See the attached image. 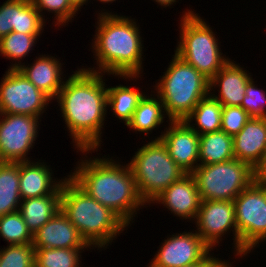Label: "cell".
<instances>
[{
  "label": "cell",
  "instance_id": "obj_1",
  "mask_svg": "<svg viewBox=\"0 0 266 267\" xmlns=\"http://www.w3.org/2000/svg\"><path fill=\"white\" fill-rule=\"evenodd\" d=\"M55 98L75 149L101 148L107 115L105 74L77 68Z\"/></svg>",
  "mask_w": 266,
  "mask_h": 267
},
{
  "label": "cell",
  "instance_id": "obj_2",
  "mask_svg": "<svg viewBox=\"0 0 266 267\" xmlns=\"http://www.w3.org/2000/svg\"><path fill=\"white\" fill-rule=\"evenodd\" d=\"M84 156L68 175L90 197L110 208L128 226L134 222L137 211L147 204L141 198L136 181L127 164H120L112 157L88 158L87 154L98 149L78 150ZM131 222V223H130ZM130 224V225H129Z\"/></svg>",
  "mask_w": 266,
  "mask_h": 267
},
{
  "label": "cell",
  "instance_id": "obj_3",
  "mask_svg": "<svg viewBox=\"0 0 266 267\" xmlns=\"http://www.w3.org/2000/svg\"><path fill=\"white\" fill-rule=\"evenodd\" d=\"M103 11L96 16L97 26L91 47L97 67L84 69L137 81L142 76L144 61L139 25L131 16Z\"/></svg>",
  "mask_w": 266,
  "mask_h": 267
},
{
  "label": "cell",
  "instance_id": "obj_4",
  "mask_svg": "<svg viewBox=\"0 0 266 267\" xmlns=\"http://www.w3.org/2000/svg\"><path fill=\"white\" fill-rule=\"evenodd\" d=\"M60 210L92 249H106L129 227L110 208L90 197L68 175L61 184Z\"/></svg>",
  "mask_w": 266,
  "mask_h": 267
},
{
  "label": "cell",
  "instance_id": "obj_5",
  "mask_svg": "<svg viewBox=\"0 0 266 267\" xmlns=\"http://www.w3.org/2000/svg\"><path fill=\"white\" fill-rule=\"evenodd\" d=\"M161 79L154 85L168 121H182L209 95V79L176 54Z\"/></svg>",
  "mask_w": 266,
  "mask_h": 267
},
{
  "label": "cell",
  "instance_id": "obj_6",
  "mask_svg": "<svg viewBox=\"0 0 266 267\" xmlns=\"http://www.w3.org/2000/svg\"><path fill=\"white\" fill-rule=\"evenodd\" d=\"M183 12L174 52L210 80L230 58L222 53L216 34L198 13L191 9Z\"/></svg>",
  "mask_w": 266,
  "mask_h": 267
},
{
  "label": "cell",
  "instance_id": "obj_7",
  "mask_svg": "<svg viewBox=\"0 0 266 267\" xmlns=\"http://www.w3.org/2000/svg\"><path fill=\"white\" fill-rule=\"evenodd\" d=\"M137 150L128 165L141 198L150 206L159 194L187 173L170 157L161 139H152Z\"/></svg>",
  "mask_w": 266,
  "mask_h": 267
},
{
  "label": "cell",
  "instance_id": "obj_8",
  "mask_svg": "<svg viewBox=\"0 0 266 267\" xmlns=\"http://www.w3.org/2000/svg\"><path fill=\"white\" fill-rule=\"evenodd\" d=\"M202 201H233L257 178L255 169L236 158L215 164L198 165L191 173Z\"/></svg>",
  "mask_w": 266,
  "mask_h": 267
},
{
  "label": "cell",
  "instance_id": "obj_9",
  "mask_svg": "<svg viewBox=\"0 0 266 267\" xmlns=\"http://www.w3.org/2000/svg\"><path fill=\"white\" fill-rule=\"evenodd\" d=\"M233 202L240 259L266 241V181L256 179Z\"/></svg>",
  "mask_w": 266,
  "mask_h": 267
},
{
  "label": "cell",
  "instance_id": "obj_10",
  "mask_svg": "<svg viewBox=\"0 0 266 267\" xmlns=\"http://www.w3.org/2000/svg\"><path fill=\"white\" fill-rule=\"evenodd\" d=\"M51 101L18 69L8 68L5 71L0 82V113L41 118Z\"/></svg>",
  "mask_w": 266,
  "mask_h": 267
},
{
  "label": "cell",
  "instance_id": "obj_11",
  "mask_svg": "<svg viewBox=\"0 0 266 267\" xmlns=\"http://www.w3.org/2000/svg\"><path fill=\"white\" fill-rule=\"evenodd\" d=\"M39 119L0 113V162L32 161L28 154L38 137Z\"/></svg>",
  "mask_w": 266,
  "mask_h": 267
},
{
  "label": "cell",
  "instance_id": "obj_12",
  "mask_svg": "<svg viewBox=\"0 0 266 267\" xmlns=\"http://www.w3.org/2000/svg\"><path fill=\"white\" fill-rule=\"evenodd\" d=\"M195 225L197 234L214 251L220 246L224 235L233 232L234 255L238 256V231L235 222V206L233 201L204 200L201 201ZM230 230V231H229ZM227 232V233H226ZM223 236V237H222ZM220 240V241H219Z\"/></svg>",
  "mask_w": 266,
  "mask_h": 267
},
{
  "label": "cell",
  "instance_id": "obj_13",
  "mask_svg": "<svg viewBox=\"0 0 266 267\" xmlns=\"http://www.w3.org/2000/svg\"><path fill=\"white\" fill-rule=\"evenodd\" d=\"M148 267H183L203 261L212 249L195 231L174 233L160 244Z\"/></svg>",
  "mask_w": 266,
  "mask_h": 267
},
{
  "label": "cell",
  "instance_id": "obj_14",
  "mask_svg": "<svg viewBox=\"0 0 266 267\" xmlns=\"http://www.w3.org/2000/svg\"><path fill=\"white\" fill-rule=\"evenodd\" d=\"M168 124L155 139H161L175 163L191 174L199 165V135L184 120Z\"/></svg>",
  "mask_w": 266,
  "mask_h": 267
},
{
  "label": "cell",
  "instance_id": "obj_15",
  "mask_svg": "<svg viewBox=\"0 0 266 267\" xmlns=\"http://www.w3.org/2000/svg\"><path fill=\"white\" fill-rule=\"evenodd\" d=\"M201 201L195 178L192 174H186L159 194L151 204H162L176 217L195 221Z\"/></svg>",
  "mask_w": 266,
  "mask_h": 267
},
{
  "label": "cell",
  "instance_id": "obj_16",
  "mask_svg": "<svg viewBox=\"0 0 266 267\" xmlns=\"http://www.w3.org/2000/svg\"><path fill=\"white\" fill-rule=\"evenodd\" d=\"M248 72L247 69L244 70V67L230 59L209 80V95L219 101L222 106H241L247 83L252 78ZM216 87L218 88L217 95H215Z\"/></svg>",
  "mask_w": 266,
  "mask_h": 267
},
{
  "label": "cell",
  "instance_id": "obj_17",
  "mask_svg": "<svg viewBox=\"0 0 266 267\" xmlns=\"http://www.w3.org/2000/svg\"><path fill=\"white\" fill-rule=\"evenodd\" d=\"M41 160L19 162V190L21 199L46 195H61V180L53 178V171ZM57 180V181H56Z\"/></svg>",
  "mask_w": 266,
  "mask_h": 267
},
{
  "label": "cell",
  "instance_id": "obj_18",
  "mask_svg": "<svg viewBox=\"0 0 266 267\" xmlns=\"http://www.w3.org/2000/svg\"><path fill=\"white\" fill-rule=\"evenodd\" d=\"M33 247L39 248H89L76 227L60 210L33 234Z\"/></svg>",
  "mask_w": 266,
  "mask_h": 267
},
{
  "label": "cell",
  "instance_id": "obj_19",
  "mask_svg": "<svg viewBox=\"0 0 266 267\" xmlns=\"http://www.w3.org/2000/svg\"><path fill=\"white\" fill-rule=\"evenodd\" d=\"M234 158L257 169L266 153V118L251 119L233 137Z\"/></svg>",
  "mask_w": 266,
  "mask_h": 267
},
{
  "label": "cell",
  "instance_id": "obj_20",
  "mask_svg": "<svg viewBox=\"0 0 266 267\" xmlns=\"http://www.w3.org/2000/svg\"><path fill=\"white\" fill-rule=\"evenodd\" d=\"M62 67L60 59L42 54L32 65L22 63L18 70L51 100H55L65 83Z\"/></svg>",
  "mask_w": 266,
  "mask_h": 267
},
{
  "label": "cell",
  "instance_id": "obj_21",
  "mask_svg": "<svg viewBox=\"0 0 266 267\" xmlns=\"http://www.w3.org/2000/svg\"><path fill=\"white\" fill-rule=\"evenodd\" d=\"M60 208L61 195H46L23 199L19 212L29 230L34 234L53 218L60 211Z\"/></svg>",
  "mask_w": 266,
  "mask_h": 267
},
{
  "label": "cell",
  "instance_id": "obj_22",
  "mask_svg": "<svg viewBox=\"0 0 266 267\" xmlns=\"http://www.w3.org/2000/svg\"><path fill=\"white\" fill-rule=\"evenodd\" d=\"M150 96L148 94L143 96L131 120L126 125L136 133H145V136L151 134L155 128L157 130L165 122L164 118L168 117L159 96L152 93Z\"/></svg>",
  "mask_w": 266,
  "mask_h": 267
},
{
  "label": "cell",
  "instance_id": "obj_23",
  "mask_svg": "<svg viewBox=\"0 0 266 267\" xmlns=\"http://www.w3.org/2000/svg\"><path fill=\"white\" fill-rule=\"evenodd\" d=\"M234 159L233 137L219 130L199 136V165H209Z\"/></svg>",
  "mask_w": 266,
  "mask_h": 267
},
{
  "label": "cell",
  "instance_id": "obj_24",
  "mask_svg": "<svg viewBox=\"0 0 266 267\" xmlns=\"http://www.w3.org/2000/svg\"><path fill=\"white\" fill-rule=\"evenodd\" d=\"M222 110V104L208 95L195 106L184 121L199 136L210 132H216L221 130ZM193 121H195L194 124Z\"/></svg>",
  "mask_w": 266,
  "mask_h": 267
},
{
  "label": "cell",
  "instance_id": "obj_25",
  "mask_svg": "<svg viewBox=\"0 0 266 267\" xmlns=\"http://www.w3.org/2000/svg\"><path fill=\"white\" fill-rule=\"evenodd\" d=\"M19 162H0V217L19 211Z\"/></svg>",
  "mask_w": 266,
  "mask_h": 267
},
{
  "label": "cell",
  "instance_id": "obj_26",
  "mask_svg": "<svg viewBox=\"0 0 266 267\" xmlns=\"http://www.w3.org/2000/svg\"><path fill=\"white\" fill-rule=\"evenodd\" d=\"M144 95L143 91L128 85L109 86L107 87V108L113 111L112 115L121 120L120 122L127 125Z\"/></svg>",
  "mask_w": 266,
  "mask_h": 267
},
{
  "label": "cell",
  "instance_id": "obj_27",
  "mask_svg": "<svg viewBox=\"0 0 266 267\" xmlns=\"http://www.w3.org/2000/svg\"><path fill=\"white\" fill-rule=\"evenodd\" d=\"M40 35L42 34H23L12 31L0 39V55L15 62L9 68L18 69L21 66V60H24L34 50L33 46H36L38 37H41Z\"/></svg>",
  "mask_w": 266,
  "mask_h": 267
},
{
  "label": "cell",
  "instance_id": "obj_28",
  "mask_svg": "<svg viewBox=\"0 0 266 267\" xmlns=\"http://www.w3.org/2000/svg\"><path fill=\"white\" fill-rule=\"evenodd\" d=\"M86 249L88 251V248L35 249L34 267H81V253Z\"/></svg>",
  "mask_w": 266,
  "mask_h": 267
},
{
  "label": "cell",
  "instance_id": "obj_29",
  "mask_svg": "<svg viewBox=\"0 0 266 267\" xmlns=\"http://www.w3.org/2000/svg\"><path fill=\"white\" fill-rule=\"evenodd\" d=\"M0 237L8 245L33 243V234L19 211L0 217Z\"/></svg>",
  "mask_w": 266,
  "mask_h": 267
},
{
  "label": "cell",
  "instance_id": "obj_30",
  "mask_svg": "<svg viewBox=\"0 0 266 267\" xmlns=\"http://www.w3.org/2000/svg\"><path fill=\"white\" fill-rule=\"evenodd\" d=\"M46 21L41 17L31 0H18V20L15 32L42 34Z\"/></svg>",
  "mask_w": 266,
  "mask_h": 267
},
{
  "label": "cell",
  "instance_id": "obj_31",
  "mask_svg": "<svg viewBox=\"0 0 266 267\" xmlns=\"http://www.w3.org/2000/svg\"><path fill=\"white\" fill-rule=\"evenodd\" d=\"M33 244H13L0 248V267H34Z\"/></svg>",
  "mask_w": 266,
  "mask_h": 267
},
{
  "label": "cell",
  "instance_id": "obj_32",
  "mask_svg": "<svg viewBox=\"0 0 266 267\" xmlns=\"http://www.w3.org/2000/svg\"><path fill=\"white\" fill-rule=\"evenodd\" d=\"M31 2L44 20L43 13L46 11L54 13V20L56 21L53 22L55 25L52 23L53 26L60 27L61 25L65 27L66 23L68 24V22L74 20L72 18L76 16V13L78 14V11L71 5L69 0H31Z\"/></svg>",
  "mask_w": 266,
  "mask_h": 267
},
{
  "label": "cell",
  "instance_id": "obj_33",
  "mask_svg": "<svg viewBox=\"0 0 266 267\" xmlns=\"http://www.w3.org/2000/svg\"><path fill=\"white\" fill-rule=\"evenodd\" d=\"M253 77L248 81L241 107L255 118H266V91L255 86Z\"/></svg>",
  "mask_w": 266,
  "mask_h": 267
},
{
  "label": "cell",
  "instance_id": "obj_34",
  "mask_svg": "<svg viewBox=\"0 0 266 267\" xmlns=\"http://www.w3.org/2000/svg\"><path fill=\"white\" fill-rule=\"evenodd\" d=\"M251 119V116L241 106H223L221 130L234 137Z\"/></svg>",
  "mask_w": 266,
  "mask_h": 267
},
{
  "label": "cell",
  "instance_id": "obj_35",
  "mask_svg": "<svg viewBox=\"0 0 266 267\" xmlns=\"http://www.w3.org/2000/svg\"><path fill=\"white\" fill-rule=\"evenodd\" d=\"M18 0H7L0 5V39L17 28Z\"/></svg>",
  "mask_w": 266,
  "mask_h": 267
},
{
  "label": "cell",
  "instance_id": "obj_36",
  "mask_svg": "<svg viewBox=\"0 0 266 267\" xmlns=\"http://www.w3.org/2000/svg\"><path fill=\"white\" fill-rule=\"evenodd\" d=\"M214 255H208L203 261L195 263L193 265H187L183 267H232L233 262H229L230 260H221L219 258L213 257Z\"/></svg>",
  "mask_w": 266,
  "mask_h": 267
},
{
  "label": "cell",
  "instance_id": "obj_37",
  "mask_svg": "<svg viewBox=\"0 0 266 267\" xmlns=\"http://www.w3.org/2000/svg\"><path fill=\"white\" fill-rule=\"evenodd\" d=\"M255 173L258 180L266 181V153Z\"/></svg>",
  "mask_w": 266,
  "mask_h": 267
},
{
  "label": "cell",
  "instance_id": "obj_38",
  "mask_svg": "<svg viewBox=\"0 0 266 267\" xmlns=\"http://www.w3.org/2000/svg\"><path fill=\"white\" fill-rule=\"evenodd\" d=\"M69 2L77 11H79L81 7L83 8V6L89 2V0H69Z\"/></svg>",
  "mask_w": 266,
  "mask_h": 267
},
{
  "label": "cell",
  "instance_id": "obj_39",
  "mask_svg": "<svg viewBox=\"0 0 266 267\" xmlns=\"http://www.w3.org/2000/svg\"><path fill=\"white\" fill-rule=\"evenodd\" d=\"M155 1L158 5L166 8V7H171V5L176 4L177 0H153Z\"/></svg>",
  "mask_w": 266,
  "mask_h": 267
},
{
  "label": "cell",
  "instance_id": "obj_40",
  "mask_svg": "<svg viewBox=\"0 0 266 267\" xmlns=\"http://www.w3.org/2000/svg\"><path fill=\"white\" fill-rule=\"evenodd\" d=\"M97 1V0H96ZM98 1H100L101 3H113V2H115L116 0H98Z\"/></svg>",
  "mask_w": 266,
  "mask_h": 267
}]
</instances>
